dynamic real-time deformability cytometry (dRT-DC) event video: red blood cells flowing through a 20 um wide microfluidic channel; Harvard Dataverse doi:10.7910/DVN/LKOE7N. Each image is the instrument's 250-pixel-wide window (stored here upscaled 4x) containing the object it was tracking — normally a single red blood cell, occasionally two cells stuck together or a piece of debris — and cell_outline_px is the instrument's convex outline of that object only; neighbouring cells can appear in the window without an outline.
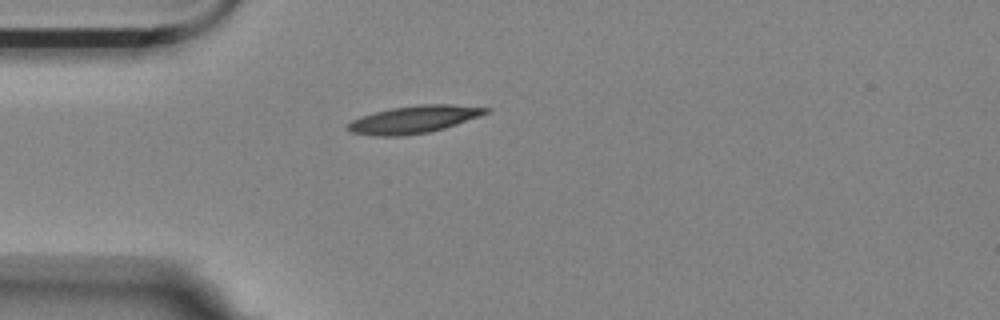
{"species": "Egyptian fruit bat (a non-hibernating species)", "species_latin": "Rousettus aegyptiacus", "temperature_condition": "room temperature", "stored_images_in_passage": 4, "camera_frame_rate_fps": 3000, "um_per_image_px": 0.085, "animal": {"sex": "female"}, "frame": {"image": 1, "passage_image": 4, "time_ms": 4.333, "image_size_px": [1000, 320], "cell_outline_px": [[492, 108], [488, 112], [480, 116], [444, 128], [428, 132], [404, 136], [376, 136], [352, 132], [344, 128], [352, 120], [360, 116], [392, 108], [420, 104], [452, 104]], "centroid_in_image_um": [35.18, 10.15], "position_along_channel_um": 49.8, "area_um2": 22.02}}